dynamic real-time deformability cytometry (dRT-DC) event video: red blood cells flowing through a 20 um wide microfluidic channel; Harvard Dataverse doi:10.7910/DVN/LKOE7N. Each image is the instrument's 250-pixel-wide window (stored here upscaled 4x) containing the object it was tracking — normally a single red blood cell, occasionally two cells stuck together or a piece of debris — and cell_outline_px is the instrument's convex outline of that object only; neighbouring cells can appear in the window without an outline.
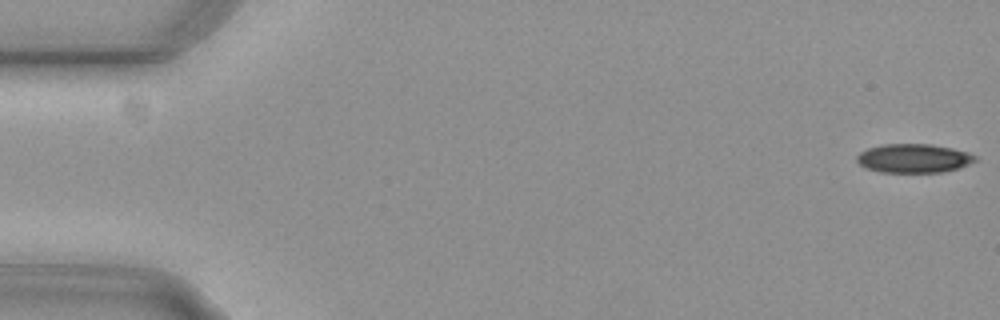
{"species": "common noctule bat (a hibernating species)", "species_latin": "Nyctalus noctula", "temperature_condition": "cold", "stored_images_in_passage": 56, "segment_of_instrument_passage": [1, 2], "camera_frame_rate_fps": 3000, "um_per_image_px": 0.085, "animal": {"sex": "female", "body_mass_g": 29.2, "forearm_length_mm": 56.3}, "frame": {"image": 1, "passage_image": 1, "time_ms": 0.0, "image_size_px": [1000, 320], "cell_outline_px": [[976, 160], [960, 168], [944, 172], [880, 172], [864, 168], [856, 160], [856, 156], [860, 152], [868, 148], [880, 144], [932, 144], [952, 148], [968, 152], [976, 156]], "centroid_in_image_um": [77.64, 13.45], "position_along_channel_um": 7.4, "area_um2": 20.06}}
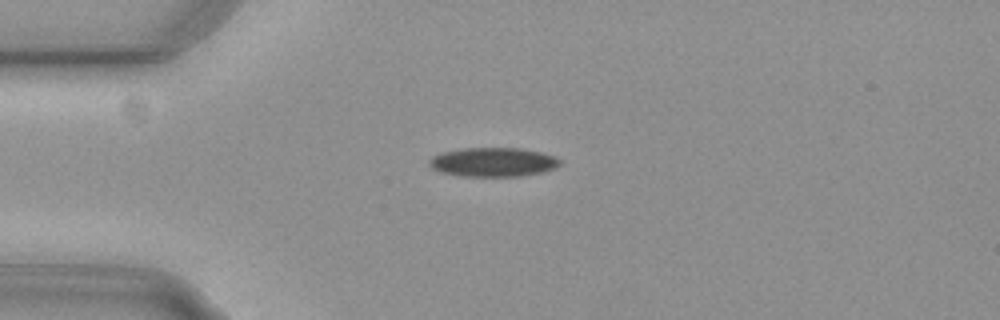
{"frame": {"image": 2, "passage_image": 14, "time_ms": 4.333, "image_size_px": [1000, 320], "cell_outline_px": [[560, 164], [556, 168], [544, 172], [520, 176], [464, 176], [440, 172], [432, 168], [428, 164], [428, 160], [432, 156], [444, 152], [464, 148], [520, 148], [540, 152], [556, 156], [560, 160]], "centroid_in_image_um": [41.93, 13.78], "position_along_channel_um": 43.1, "area_um2": 22.2}}